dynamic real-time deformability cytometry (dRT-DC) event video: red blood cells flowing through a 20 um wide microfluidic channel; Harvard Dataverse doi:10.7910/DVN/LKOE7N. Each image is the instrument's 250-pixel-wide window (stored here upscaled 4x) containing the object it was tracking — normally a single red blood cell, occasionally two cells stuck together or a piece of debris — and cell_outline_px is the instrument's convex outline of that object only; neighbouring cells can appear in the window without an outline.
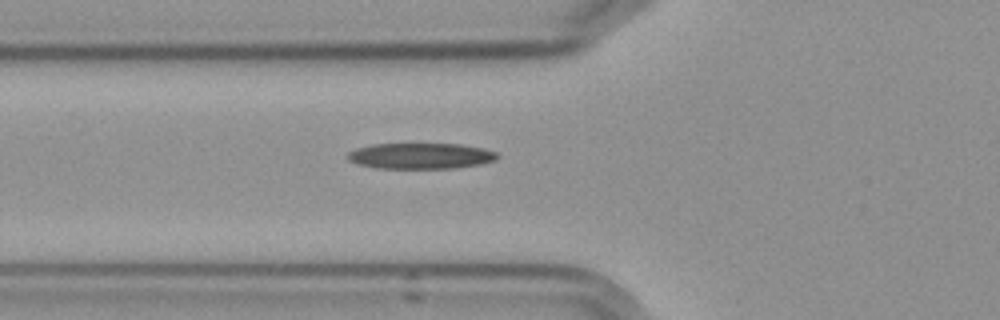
{"species": "Egyptian fruit bat (a non-hibernating species)", "species_latin": "Rousettus aegyptiacus", "temperature_condition": "cold", "stored_images_in_passage": 4, "camera_frame_rate_fps": 3000, "um_per_image_px": 0.085, "frame": {"image": 1, "passage_image": 4, "time_ms": 3.333, "image_size_px": [1000, 320], "cell_outline_px": [[500, 156], [496, 160], [480, 164], [448, 168], [376, 168], [360, 164], [348, 160], [348, 152], [356, 148], [372, 144], [460, 144], [484, 148], [496, 152]], "centroid_in_image_um": [35.77, 13.24], "position_along_channel_um": 90.0, "area_um2": 22.43}}